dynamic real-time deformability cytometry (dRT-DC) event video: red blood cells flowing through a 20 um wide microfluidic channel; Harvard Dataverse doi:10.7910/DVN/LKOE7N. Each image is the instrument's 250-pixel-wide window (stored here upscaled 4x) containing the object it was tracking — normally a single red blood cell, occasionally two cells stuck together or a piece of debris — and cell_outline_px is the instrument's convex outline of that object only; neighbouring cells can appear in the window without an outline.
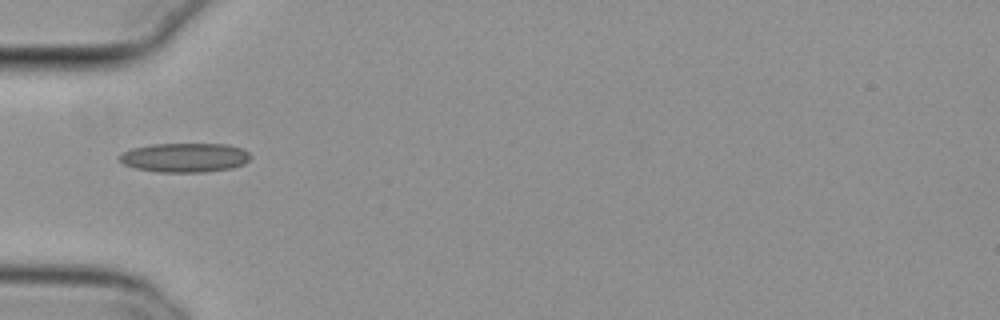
{"species": "common noctule bat (a hibernating species)", "species_latin": "Nyctalus noctula", "temperature_condition": "cold", "stored_images_in_passage": 6, "camera_frame_rate_fps": 3000, "um_per_image_px": 0.085, "animal": {"sex": "female", "body_mass_g": 29.2, "forearm_length_mm": 56.3}, "frame": {"image": 1, "passage_image": 1, "time_ms": 0.0, "image_size_px": [1000, 320], "cell_outline_px": [[252, 156], [244, 164], [232, 168], [204, 172], [156, 172], [136, 168], [124, 164], [120, 160], [120, 156], [124, 152], [132, 148], [152, 144], [228, 144], [240, 148], [248, 152]], "centroid_in_image_um": [15.73, 13.39], "position_along_channel_um": 69.3, "area_um2": 22.25}}
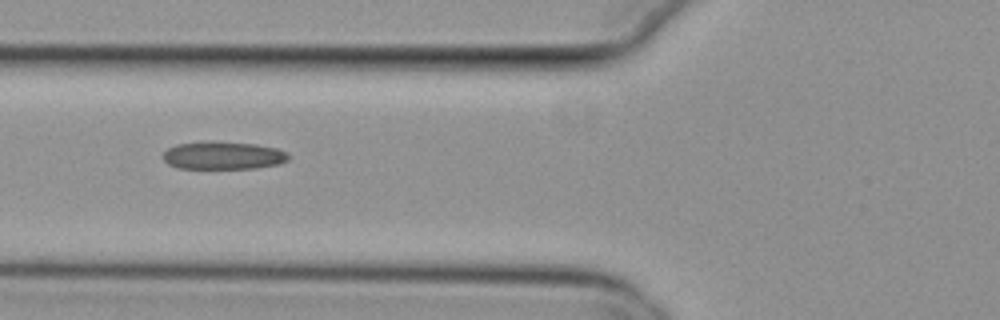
{"frame": {"image": 2, "passage_image": 4, "time_ms": 1.0, "image_size_px": [1000, 320], "cell_outline_px": [[288, 160], [280, 164], [256, 168], [176, 168], [168, 164], [164, 160], [164, 152], [168, 148], [176, 144], [208, 140], [212, 140], [256, 144], [276, 148], [288, 152]], "centroid_in_image_um": [18.97, 13.2], "position_along_channel_um": 106.8, "area_um2": 20.63}}